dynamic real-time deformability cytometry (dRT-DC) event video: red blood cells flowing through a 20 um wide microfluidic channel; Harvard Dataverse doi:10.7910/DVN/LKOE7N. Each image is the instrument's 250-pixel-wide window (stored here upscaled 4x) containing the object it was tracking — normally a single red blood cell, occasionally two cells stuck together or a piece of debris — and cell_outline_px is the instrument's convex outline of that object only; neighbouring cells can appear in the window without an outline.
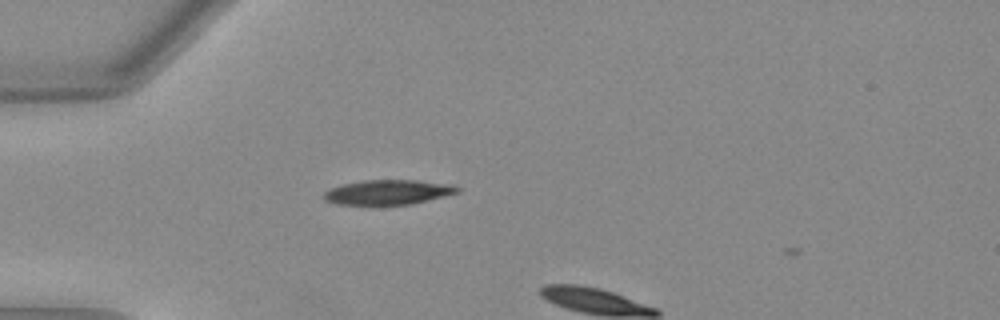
{"species": "Egyptian fruit bat (a non-hibernating species)", "species_latin": "Rousettus aegyptiacus", "temperature_condition": "warm", "stored_images_in_passage": 3, "camera_frame_rate_fps": 3000, "um_per_image_px": 0.085, "animal": {"sex": "female"}, "frame": {"image": 1, "passage_image": 1, "time_ms": 0.0, "image_size_px": [1000, 320], "cell_outline_px": [[460, 192], [412, 204], [336, 204], [324, 200], [320, 196], [324, 192], [332, 188], [344, 184], [364, 180], [416, 180], [452, 184], [460, 188]], "centroid_in_image_um": [32.99, 16.33], "position_along_channel_um": 52.0, "area_um2": 19.19}}